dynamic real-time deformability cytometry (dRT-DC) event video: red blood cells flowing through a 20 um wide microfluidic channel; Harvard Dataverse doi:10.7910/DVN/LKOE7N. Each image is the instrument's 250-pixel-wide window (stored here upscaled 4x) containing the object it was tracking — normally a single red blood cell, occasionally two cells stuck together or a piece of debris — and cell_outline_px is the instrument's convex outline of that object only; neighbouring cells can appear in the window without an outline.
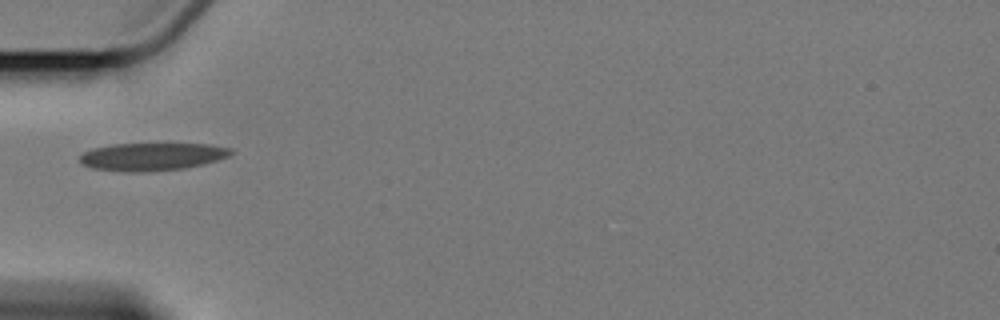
{"species": "Egyptian fruit bat (a non-hibernating species)", "species_latin": "Rousettus aegyptiacus", "temperature_condition": "cold", "stored_images_in_passage": 11, "camera_frame_rate_fps": 3000, "um_per_image_px": 0.085, "animal": {"sex": "female"}, "frame": {"image": 1, "passage_image": 1, "time_ms": 0.0, "image_size_px": [1000, 320], "cell_outline_px": [[232, 156], [204, 164], [184, 168], [148, 172], [124, 172], [92, 168], [80, 164], [80, 156], [84, 152], [92, 148], [112, 144], [168, 140], [212, 144], [232, 148]], "centroid_in_image_um": [12.99, 13.25], "position_along_channel_um": 72.0, "area_um2": 26.18}}
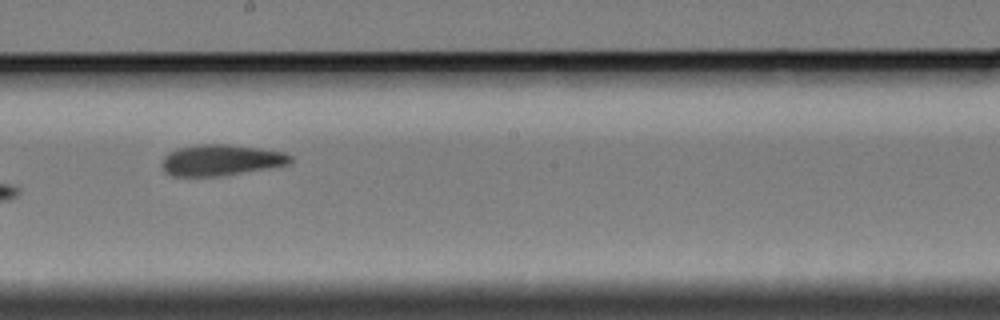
{"frame": {"image": 2, "passage_image": 5, "time_ms": 4.667, "image_size_px": [1000, 320], "cell_outline_px": [[292, 160], [288, 164], [268, 168], [216, 176], [172, 176], [164, 172], [164, 156], [168, 152], [176, 148], [196, 144], [228, 144], [260, 148], [284, 152], [292, 156]], "centroid_in_image_um": [18.77, 13.59], "position_along_channel_um": 229.4, "area_um2": 23.12}}
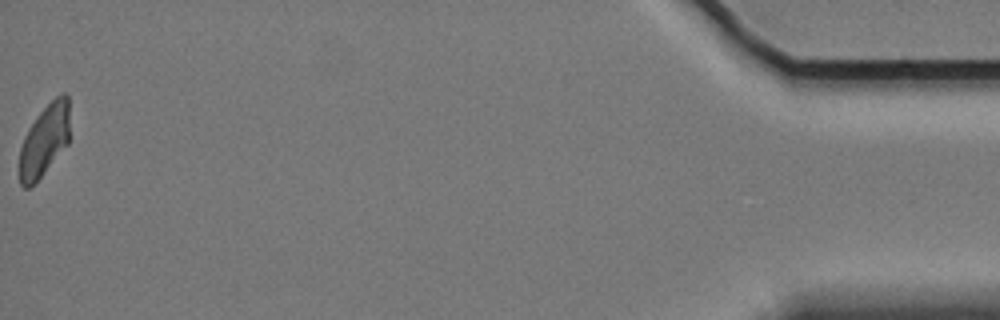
{"frame": {"image": 3, "passage_image": 11, "time_ms": 13.333, "image_size_px": [1000, 320], "cell_outline_px": [[68, 144], [40, 176], [28, 188], [24, 188], [20, 184], [20, 148], [24, 136], [28, 128], [36, 116], [60, 92], [64, 92], [68, 96]], "centroid_in_image_um": [3.77, 11.89], "position_along_channel_um": 431.4, "area_um2": 20.58}}